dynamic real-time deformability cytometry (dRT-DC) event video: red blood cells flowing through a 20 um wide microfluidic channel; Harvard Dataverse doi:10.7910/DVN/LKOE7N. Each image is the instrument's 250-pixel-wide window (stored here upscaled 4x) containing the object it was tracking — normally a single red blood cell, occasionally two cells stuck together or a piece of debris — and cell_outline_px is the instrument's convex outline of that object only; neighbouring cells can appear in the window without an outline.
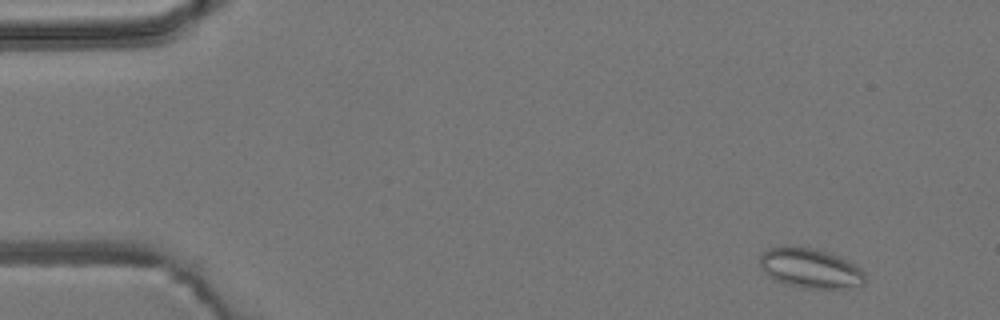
{"species": "common noctule bat (a hibernating species)", "species_latin": "Nyctalus noctula", "temperature_condition": "room temperature", "stored_images_in_passage": 5, "camera_frame_rate_fps": 3000, "um_per_image_px": 0.085, "animal": {"sex": "male", "body_mass_g": 19.2, "forearm_length_mm": 51.8}, "frame": {"image": 1, "passage_image": 1, "time_ms": 0.0, "image_size_px": [1000, 320], "cell_outline_px": [[864, 284], [844, 288], [804, 288], [788, 284], [776, 280], [768, 276], [760, 268], [760, 252], [768, 248], [784, 244], [788, 244], [812, 248], [836, 256], [860, 268], [864, 272]], "centroid_in_image_um": [68.78, 22.77], "position_along_channel_um": 16.2, "area_um2": 24.33}}